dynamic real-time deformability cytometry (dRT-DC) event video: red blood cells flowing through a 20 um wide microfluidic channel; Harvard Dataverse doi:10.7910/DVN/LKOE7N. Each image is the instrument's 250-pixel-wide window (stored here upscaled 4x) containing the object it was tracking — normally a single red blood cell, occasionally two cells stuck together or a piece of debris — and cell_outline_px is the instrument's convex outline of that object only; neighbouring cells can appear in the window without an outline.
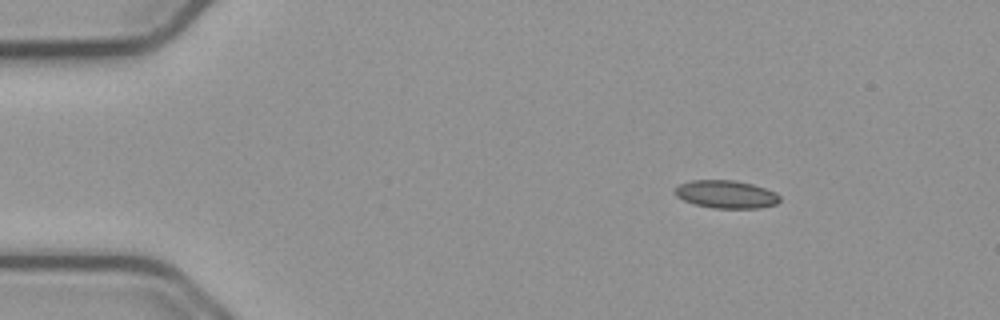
{"species": "common noctule bat (a hibernating species)", "species_latin": "Nyctalus noctula", "temperature_condition": "cold", "stored_images_in_passage": 48, "camera_frame_rate_fps": 3000, "um_per_image_px": 0.085, "animal": {"sex": "male", "body_mass_g": 23.1, "forearm_length_mm": 52.7}, "frame": {"image": 1, "passage_image": 1, "time_ms": 0.0, "image_size_px": [1000, 320], "cell_outline_px": [[780, 200], [776, 204], [760, 208], [712, 208], [696, 204], [684, 200], [676, 196], [672, 192], [680, 184], [692, 180], [736, 180], [752, 184], [776, 192], [780, 196]], "centroid_in_image_um": [61.72, 16.51], "position_along_channel_um": 23.3, "area_um2": 17.05}}
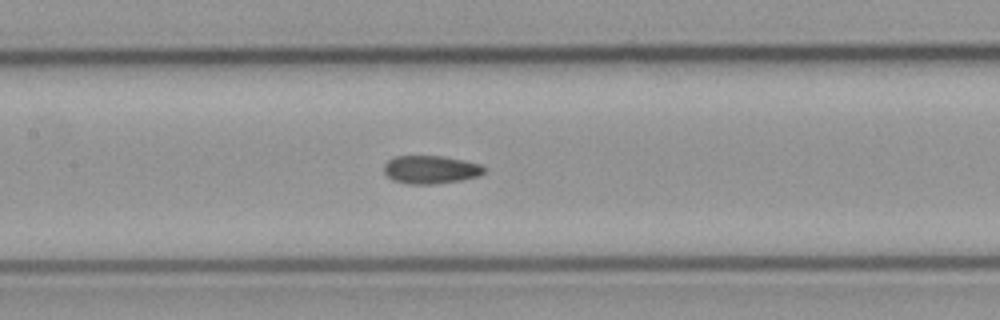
{"frame": {"image": 2, "passage_image": 19, "time_ms": 6.0, "image_size_px": [1000, 320], "cell_outline_px": [[488, 168], [480, 176], [460, 180], [432, 184], [408, 184], [392, 180], [384, 172], [384, 164], [388, 160], [396, 156], [444, 156], [464, 160], [480, 164]], "centroid_in_image_um": [36.63, 14.41], "position_along_channel_um": 170.8, "area_um2": 16.53}}
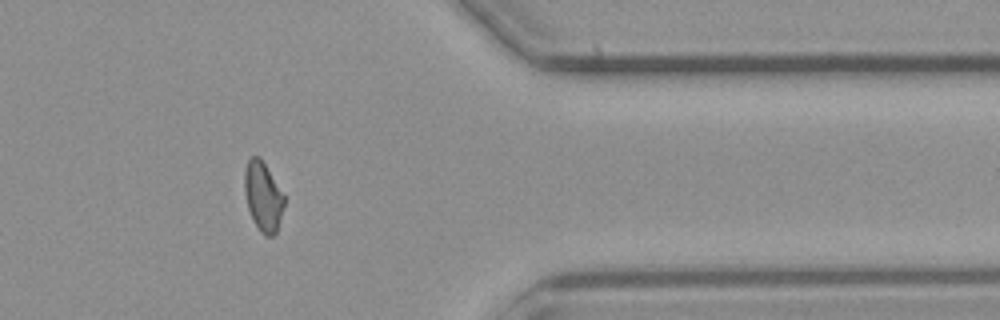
{"frame": {"image": 3, "passage_image": 38, "time_ms": 12.333, "image_size_px": [1000, 320], "cell_outline_px": [[284, 204], [276, 232], [272, 236], [264, 236], [260, 232], [252, 220], [248, 208], [244, 192], [244, 172], [248, 160], [252, 156], [260, 156], [284, 196]], "centroid_in_image_um": [22.33, 16.71], "position_along_channel_um": 389.1, "area_um2": 15.9}, "authors_computed_cell_mechanics": {"area_um2": 16.4152, "velocity_mm_per_s": 3.7505, "shape_relaxation_time_tau1_ms": null, "shape_relaxation_time_tau2_ms": 2.8885, "deformation_change_tau1": null, "deformation_change_tau2": 0.0634}}